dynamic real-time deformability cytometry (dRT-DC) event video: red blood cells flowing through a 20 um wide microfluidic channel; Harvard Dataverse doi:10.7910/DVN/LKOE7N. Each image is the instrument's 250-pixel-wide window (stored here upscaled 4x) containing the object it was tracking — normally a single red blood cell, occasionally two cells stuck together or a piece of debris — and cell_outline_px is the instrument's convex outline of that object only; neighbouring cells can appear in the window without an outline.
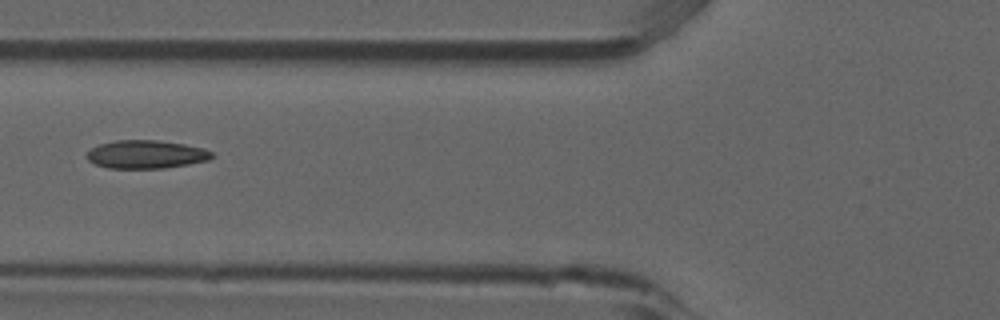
{"species": "common noctule bat (a hibernating species)", "species_latin": "Nyctalus noctula", "temperature_condition": "room temperature", "stored_images_in_passage": 3, "camera_frame_rate_fps": 3000, "um_per_image_px": 0.085, "animal": {"sex": "male", "forearm_length_mm": 52.5}, "frame": {"image": 1, "passage_image": 3, "time_ms": 0.667, "image_size_px": [1000, 320], "cell_outline_px": [[212, 156], [208, 160], [188, 164], [164, 168], [108, 168], [96, 164], [88, 160], [88, 152], [92, 148], [100, 144], [116, 140], [156, 140], [184, 144], [204, 148], [212, 152]], "centroid_in_image_um": [12.43, 13.12], "position_along_channel_um": 113.4, "area_um2": 20.35}}